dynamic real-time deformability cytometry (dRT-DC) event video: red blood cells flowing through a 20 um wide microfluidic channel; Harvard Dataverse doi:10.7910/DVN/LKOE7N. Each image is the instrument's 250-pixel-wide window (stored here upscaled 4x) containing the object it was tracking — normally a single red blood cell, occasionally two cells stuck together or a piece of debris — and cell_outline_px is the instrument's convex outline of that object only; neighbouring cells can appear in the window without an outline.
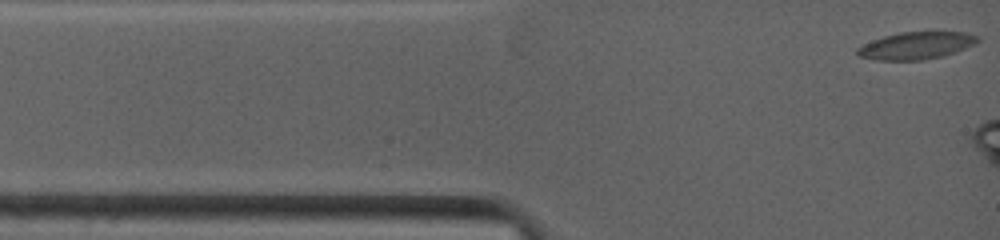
{"species": "common noctule bat (a hibernating species)", "species_latin": "Nyctalus noctula", "temperature_condition": "warm", "stored_images_in_passage": 8, "camera_frame_rate_fps": 4500, "um_per_image_px": 0.085, "animal": {"sex": "female", "body_mass_g": 19.0, "forearm_length_mm": 53.3}, "frame": {"image": 1, "passage_image": 1, "time_ms": 0.0, "image_size_px": [1000, 240], "cell_outline_px": [[980, 40], [964, 48], [944, 56], [924, 60], [876, 60], [860, 56], [856, 52], [856, 48], [864, 44], [884, 36], [900, 32], [964, 32], [976, 36]], "centroid_in_image_um": [77.85, 3.88], "position_along_channel_um": 7.2, "area_um2": 18.84}}